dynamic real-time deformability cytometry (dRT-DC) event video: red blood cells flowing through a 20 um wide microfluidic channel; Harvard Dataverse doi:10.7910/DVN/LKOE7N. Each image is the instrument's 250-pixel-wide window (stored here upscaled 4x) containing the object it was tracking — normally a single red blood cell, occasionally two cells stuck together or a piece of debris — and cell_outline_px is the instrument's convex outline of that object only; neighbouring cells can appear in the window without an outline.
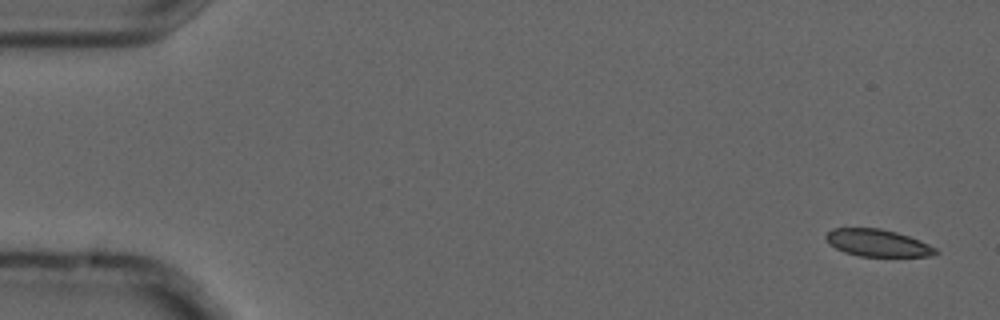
{"species": "common noctule bat (a hibernating species)", "species_latin": "Nyctalus noctula", "temperature_condition": "cold", "stored_images_in_passage": 6, "segment_of_instrument_passage": [1, 2], "camera_frame_rate_fps": 3000, "um_per_image_px": 0.085, "animal": {"sex": "male", "forearm_length_mm": 52.5}, "frame": {"image": 1, "passage_image": 1, "time_ms": 0.0, "image_size_px": [1000, 320], "cell_outline_px": [[940, 252], [928, 256], [860, 256], [844, 252], [828, 244], [824, 236], [832, 228], [880, 228], [896, 232], [920, 240], [936, 248]], "centroid_in_image_um": [74.57, 20.64], "position_along_channel_um": 10.4, "area_um2": 17.34}}
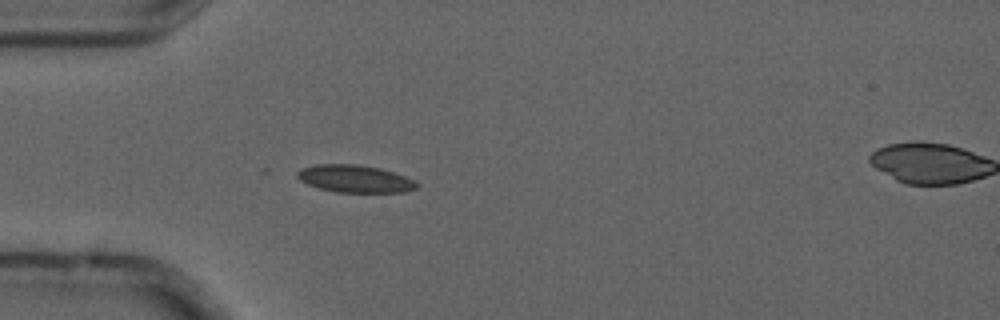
{"frame": {"image": 2, "passage_image": 5, "time_ms": 1.333, "image_size_px": [1000, 320], "cell_outline_px": [[420, 184], [416, 188], [404, 192], [336, 192], [320, 188], [308, 184], [300, 180], [296, 176], [296, 172], [300, 168], [316, 164], [356, 164], [380, 168], [416, 180]], "centroid_in_image_um": [30.16, 15.19], "position_along_channel_um": 54.8, "area_um2": 19.13}}